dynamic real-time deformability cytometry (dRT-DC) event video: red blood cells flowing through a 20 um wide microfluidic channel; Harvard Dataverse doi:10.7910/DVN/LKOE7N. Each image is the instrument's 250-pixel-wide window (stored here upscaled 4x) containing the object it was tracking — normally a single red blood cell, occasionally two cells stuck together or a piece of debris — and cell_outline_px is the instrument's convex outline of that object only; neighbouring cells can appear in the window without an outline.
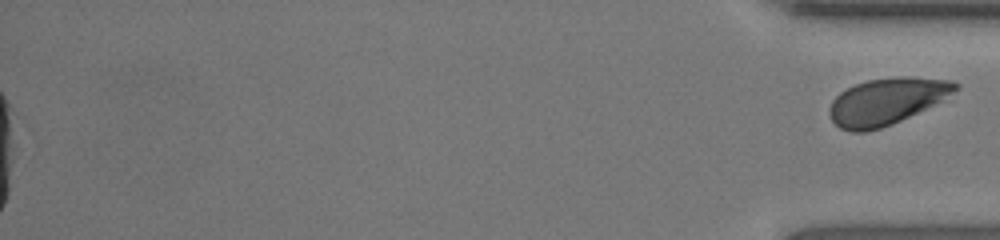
{"species": "human", "species_latin": "Homo sapiens", "temperature_condition": "room temperature", "stored_images_in_passage": 44, "segment_of_instrument_passage": [2, 2], "camera_frame_rate_fps": 3000, "um_per_image_px": 0.085, "donor": {"sex": "female"}, "frame": {"image": 1, "passage_image": 44, "time_ms": 14.333, "image_size_px": [1000, 240], "cell_outline_px": [[960, 88], [940, 100], [900, 120], [880, 128], [864, 132], [848, 132], [840, 128], [832, 120], [828, 112], [828, 108], [832, 100], [840, 92], [856, 84], [868, 80], [896, 76], [908, 76], [952, 80], [960, 84]], "centroid_in_image_um": [75.32, 8.6], "position_along_channel_um": 359.9, "area_um2": 33.87}}